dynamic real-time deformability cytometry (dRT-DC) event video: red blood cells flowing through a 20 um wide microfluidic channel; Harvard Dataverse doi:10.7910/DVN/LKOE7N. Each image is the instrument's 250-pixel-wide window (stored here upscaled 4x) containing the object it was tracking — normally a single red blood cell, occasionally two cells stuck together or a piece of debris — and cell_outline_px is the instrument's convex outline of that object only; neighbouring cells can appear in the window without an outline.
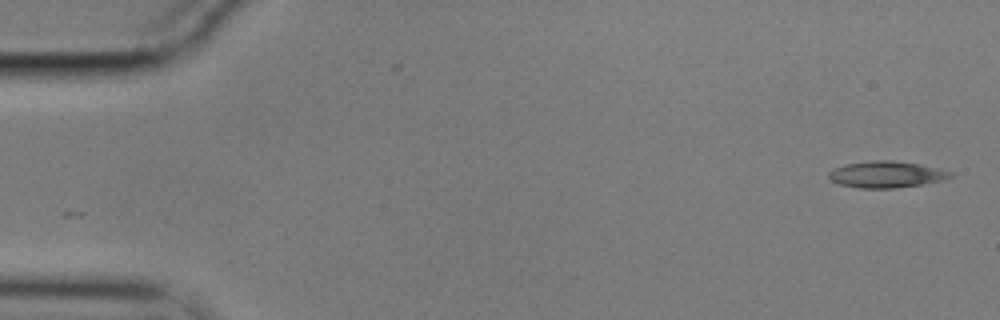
{"species": "common noctule bat (a hibernating species)", "species_latin": "Nyctalus noctula", "temperature_condition": "cold", "stored_images_in_passage": 55, "camera_frame_rate_fps": 3000, "um_per_image_px": 0.085, "animal": {"sex": "male", "body_mass_g": 17.9}, "frame": {"image": 1, "passage_image": 1, "time_ms": 0.0, "image_size_px": [1000, 320], "cell_outline_px": [[952, 176], [940, 180], [920, 184], [896, 188], [860, 188], [840, 184], [832, 180], [828, 176], [828, 172], [832, 168], [844, 164], [872, 160], [892, 160], [920, 164], [940, 168], [952, 172]], "centroid_in_image_um": [75.3, 14.81], "position_along_channel_um": 9.7, "area_um2": 18.73}}
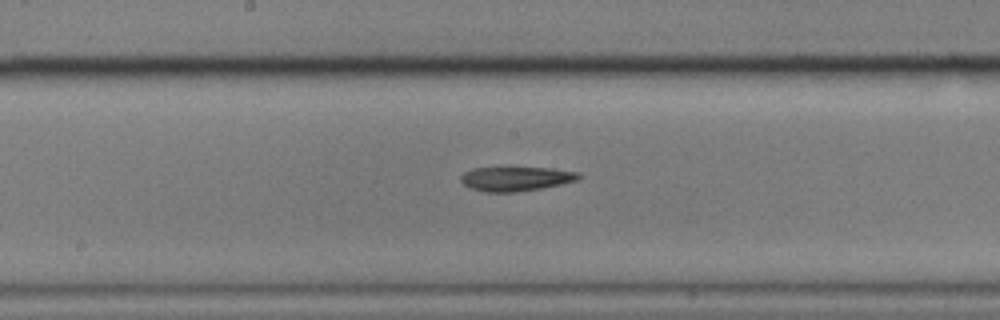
{"frame": {"image": 2, "passage_image": 28, "time_ms": 9.0, "image_size_px": [1000, 320], "cell_outline_px": [[584, 176], [580, 180], [540, 188], [516, 192], [484, 192], [468, 188], [460, 180], [460, 176], [464, 172], [472, 168], [552, 168], [580, 172]], "centroid_in_image_um": [43.88, 15.2], "position_along_channel_um": 204.3, "area_um2": 16.88}}
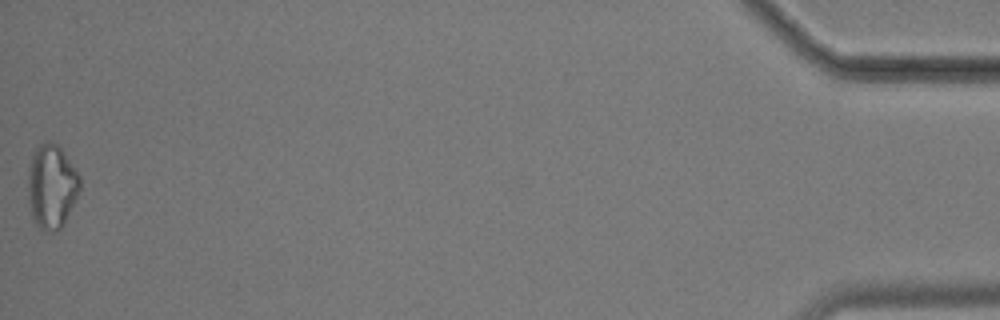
{"frame": {"image": 3, "passage_image": 55, "time_ms": 18.0, "image_size_px": [1000, 320], "cell_outline_px": [[80, 188], [64, 224], [56, 232], [48, 232], [40, 228], [32, 220], [28, 204], [28, 168], [32, 152], [40, 144], [48, 140], [52, 140], [60, 148], [80, 176]], "centroid_in_image_um": [4.35, 15.86], "position_along_channel_um": 430.8, "area_um2": 25.61}}